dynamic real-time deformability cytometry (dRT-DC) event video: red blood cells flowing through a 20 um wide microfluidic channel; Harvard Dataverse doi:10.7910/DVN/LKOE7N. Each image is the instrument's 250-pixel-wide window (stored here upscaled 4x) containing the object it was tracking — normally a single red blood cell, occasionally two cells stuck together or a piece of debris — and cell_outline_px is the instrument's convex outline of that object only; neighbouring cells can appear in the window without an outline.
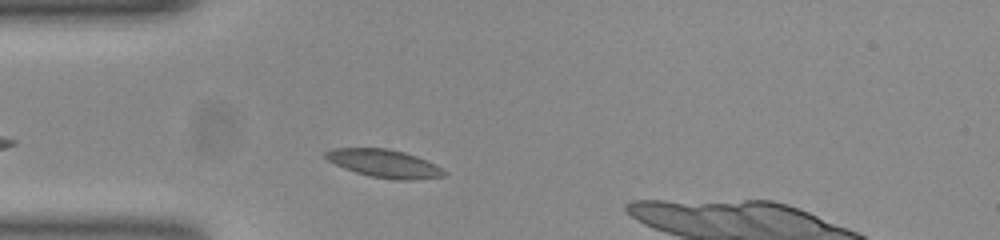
{"species": "common noctule bat (a hibernating species)", "species_latin": "Nyctalus noctula", "temperature_condition": "room temperature", "stored_images_in_passage": 32, "camera_frame_rate_fps": 3000, "um_per_image_px": 0.085, "animal": {"sex": "female", "body_mass_g": 23.0, "forearm_length_mm": 53.4}, "frame": {"image": 1, "passage_image": 4, "time_ms": 1.0, "image_size_px": [1000, 240], "cell_outline_px": [[448, 172], [444, 176], [412, 180], [396, 180], [372, 176], [356, 172], [344, 168], [328, 160], [324, 156], [324, 152], [332, 148], [388, 148], [404, 152], [416, 156], [436, 164]], "centroid_in_image_um": [32.68, 13.89], "position_along_channel_um": 52.3, "area_um2": 19.31}}
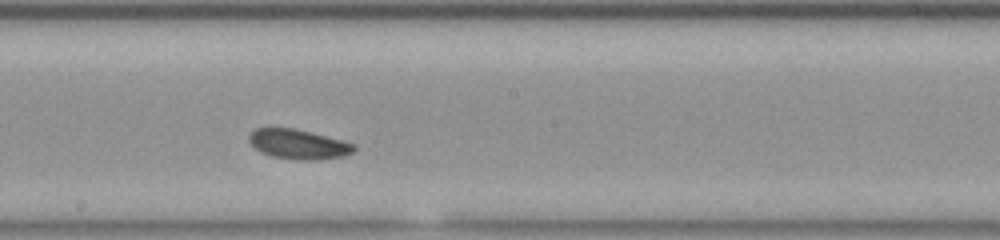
{"frame": {"image": 2, "passage_image": 18, "time_ms": 5.667, "image_size_px": [1000, 240], "cell_outline_px": [[356, 148], [352, 152], [344, 156], [316, 160], [304, 160], [272, 156], [260, 152], [248, 140], [248, 136], [256, 128], [296, 128], [344, 140], [356, 144]], "centroid_in_image_um": [25.4, 12.25], "position_along_channel_um": 222.8, "area_um2": 18.21}}
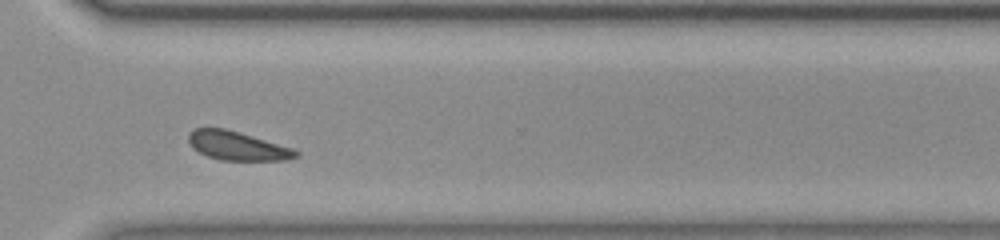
{"frame": {"image": 3, "passage_image": 28, "time_ms": 9.0, "image_size_px": [1000, 240], "cell_outline_px": [[300, 156], [288, 160], [220, 160], [208, 156], [192, 148], [188, 140], [188, 132], [192, 128], [224, 128], [292, 148], [300, 152]], "centroid_in_image_um": [20.15, 12.4], "position_along_channel_um": 350.4, "area_um2": 17.92}}